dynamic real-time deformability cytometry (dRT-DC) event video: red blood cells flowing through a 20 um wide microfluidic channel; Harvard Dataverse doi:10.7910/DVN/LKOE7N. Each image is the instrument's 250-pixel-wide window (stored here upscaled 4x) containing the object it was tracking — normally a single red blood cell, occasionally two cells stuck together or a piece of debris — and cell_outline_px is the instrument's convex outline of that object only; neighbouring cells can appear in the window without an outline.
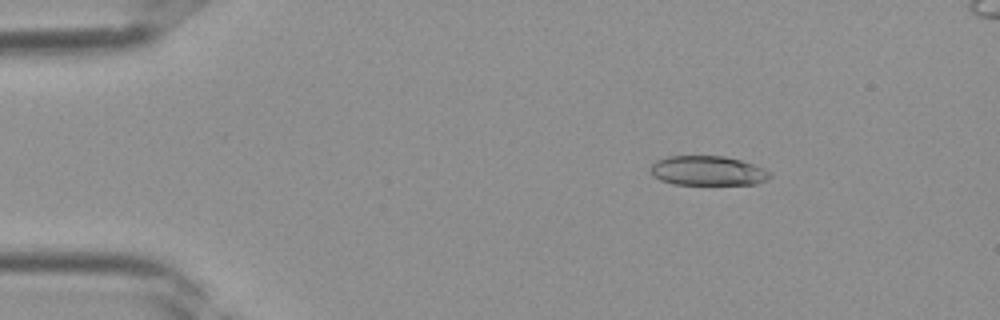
{"species": "Egyptian fruit bat (a non-hibernating species)", "species_latin": "Rousettus aegyptiacus", "temperature_condition": "room temperature", "stored_images_in_passage": 38, "segment_of_instrument_passage": [1, 2], "camera_frame_rate_fps": 3000, "um_per_image_px": 0.085, "frame": {"image": 1, "passage_image": 5, "time_ms": 1.333, "image_size_px": [1000, 320], "cell_outline_px": [[772, 176], [768, 180], [756, 184], [672, 184], [660, 180], [652, 176], [648, 168], [656, 160], [668, 156], [724, 156], [740, 160], [764, 168], [772, 172]], "centroid_in_image_um": [60.15, 14.51], "position_along_channel_um": 24.9, "area_um2": 20.81}}
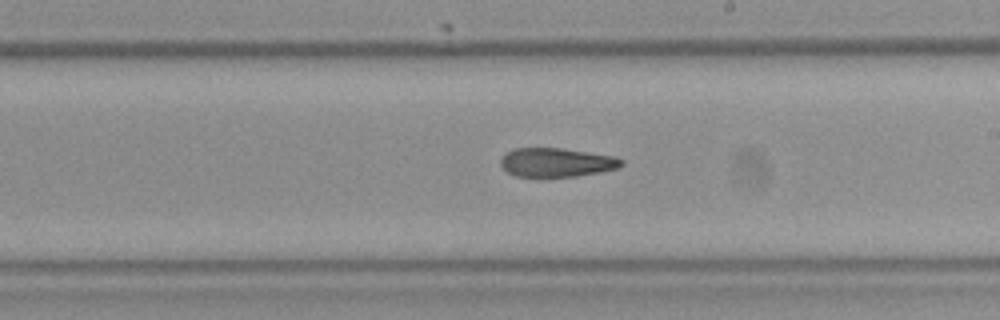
{"frame": {"image": 2, "passage_image": 21, "time_ms": 6.667, "image_size_px": [1000, 320], "cell_outline_px": [[624, 164], [616, 168], [600, 172], [576, 176], [516, 176], [508, 172], [500, 164], [500, 156], [504, 152], [516, 148], [560, 148], [616, 156], [624, 160]], "centroid_in_image_um": [47.29, 13.79], "position_along_channel_um": 241.7, "area_um2": 20.35}}
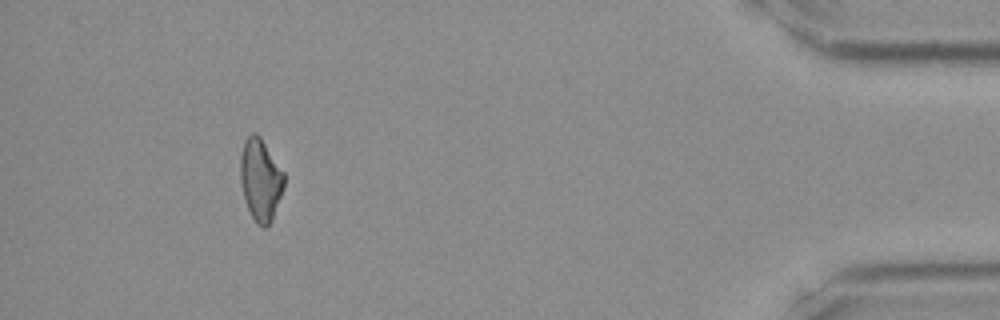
{"frame": {"image": 3, "passage_image": 34, "time_ms": 11.0, "image_size_px": [1000, 320], "cell_outline_px": [[284, 188], [272, 220], [264, 228], [256, 224], [244, 200], [240, 180], [240, 156], [244, 140], [252, 132], [256, 132], [260, 136], [284, 172]], "centroid_in_image_um": [22.13, 15.26], "position_along_channel_um": 413.1, "area_um2": 21.04}}